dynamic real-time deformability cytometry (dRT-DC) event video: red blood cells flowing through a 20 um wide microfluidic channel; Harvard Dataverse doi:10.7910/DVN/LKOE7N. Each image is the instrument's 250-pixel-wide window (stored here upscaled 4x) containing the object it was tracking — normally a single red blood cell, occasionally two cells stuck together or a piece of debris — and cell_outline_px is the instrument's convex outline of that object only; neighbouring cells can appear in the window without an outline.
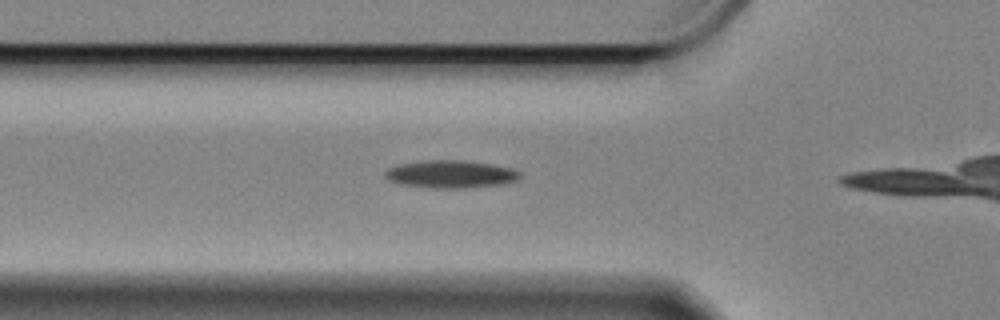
{"species": "Egyptian fruit bat (a non-hibernating species)", "species_latin": "Rousettus aegyptiacus", "temperature_condition": "cold", "stored_images_in_passage": 18, "camera_frame_rate_fps": 3000, "um_per_image_px": 0.085, "animal": {"sex": "female"}, "frame": {"image": 1, "passage_image": 13, "time_ms": 4.0, "image_size_px": [1000, 320], "cell_outline_px": [[520, 180], [500, 184], [468, 188], [428, 188], [400, 184], [388, 180], [384, 176], [384, 172], [388, 168], [400, 164], [428, 160], [460, 160], [488, 164], [512, 168], [520, 172]], "centroid_in_image_um": [38.29, 14.81], "position_along_channel_um": 87.5, "area_um2": 21.73}}
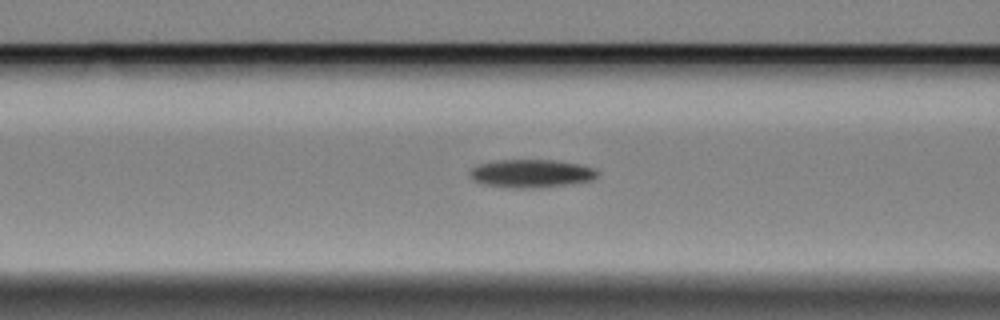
{"frame": {"image": 2, "passage_image": 16, "time_ms": 5.0, "image_size_px": [1000, 320], "cell_outline_px": [[600, 176], [592, 180], [544, 188], [508, 188], [480, 184], [472, 180], [468, 176], [468, 172], [472, 168], [480, 164], [496, 160], [556, 160], [580, 164], [592, 168], [600, 172]], "centroid_in_image_um": [45.14, 14.76], "position_along_channel_um": 121.5, "area_um2": 21.39}}